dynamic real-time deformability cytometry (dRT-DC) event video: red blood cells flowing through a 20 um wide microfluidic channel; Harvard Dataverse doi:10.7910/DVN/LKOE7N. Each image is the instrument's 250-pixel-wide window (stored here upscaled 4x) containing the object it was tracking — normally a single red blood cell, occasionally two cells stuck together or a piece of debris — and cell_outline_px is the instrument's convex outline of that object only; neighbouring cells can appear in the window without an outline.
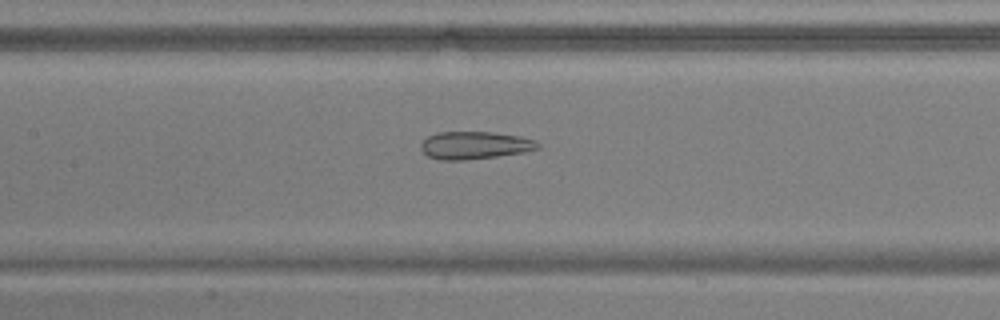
{"species": "common noctule bat (a hibernating species)", "species_latin": "Nyctalus noctula", "temperature_condition": "warm", "stored_images_in_passage": 53, "camera_frame_rate_fps": 3000, "um_per_image_px": 0.085, "animal": {"sex": "male", "body_mass_g": 17.9, "forearm_length_mm": 54.2}, "frame": {"image": 1, "passage_image": 25, "time_ms": 8.0, "image_size_px": [1000, 320], "cell_outline_px": [[540, 148], [524, 152], [496, 156], [464, 160], [440, 160], [428, 156], [420, 148], [420, 144], [428, 136], [436, 132], [492, 132], [520, 136], [536, 140], [540, 144]], "centroid_in_image_um": [40.36, 12.34], "position_along_channel_um": 167.0, "area_um2": 18.84}}
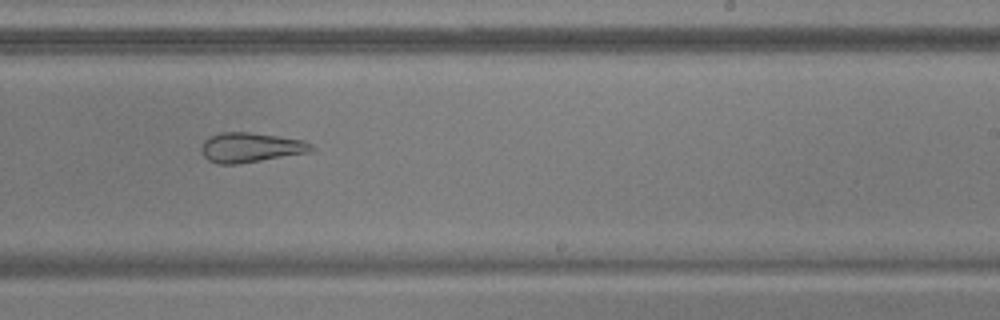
{"frame": {"image": 2, "passage_image": 33, "time_ms": 10.667, "image_size_px": [1000, 320], "cell_outline_px": [[316, 148], [308, 152], [236, 164], [216, 164], [208, 160], [204, 156], [200, 148], [204, 140], [208, 136], [220, 132], [248, 132], [304, 140], [312, 144]], "centroid_in_image_um": [21.26, 12.52], "position_along_channel_um": 267.7, "area_um2": 18.96}}
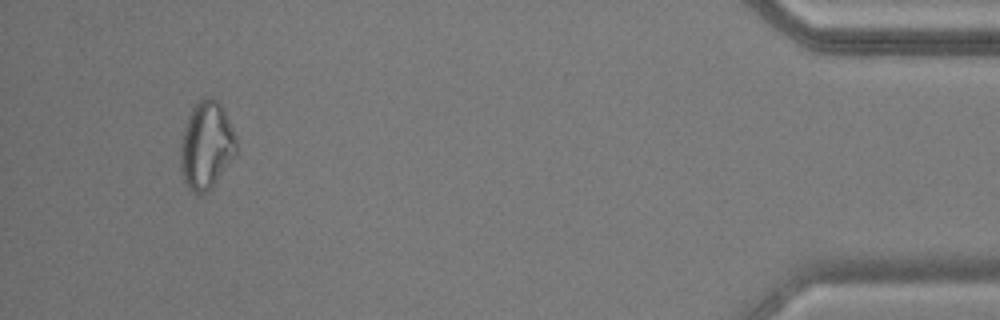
{"frame": {"image": 3, "passage_image": 50, "time_ms": 16.333, "image_size_px": [1000, 320], "cell_outline_px": [[236, 152], [212, 188], [208, 192], [196, 196], [188, 188], [184, 180], [180, 168], [180, 140], [188, 116], [196, 100], [204, 96], [208, 96], [216, 100], [220, 104], [236, 136]], "centroid_in_image_um": [17.5, 12.37], "position_along_channel_um": 417.7, "area_um2": 28.67}, "authors_computed_cell_mechanics": {"area_um2": 25.6054, "velocity_mm_per_s": 3.7967, "shape_relaxation_time_tau1_ms": null, "shape_relaxation_time_tau2_ms": 2.3818, "deformation_change_tau1": null, "deformation_change_tau2": 0.1232}}